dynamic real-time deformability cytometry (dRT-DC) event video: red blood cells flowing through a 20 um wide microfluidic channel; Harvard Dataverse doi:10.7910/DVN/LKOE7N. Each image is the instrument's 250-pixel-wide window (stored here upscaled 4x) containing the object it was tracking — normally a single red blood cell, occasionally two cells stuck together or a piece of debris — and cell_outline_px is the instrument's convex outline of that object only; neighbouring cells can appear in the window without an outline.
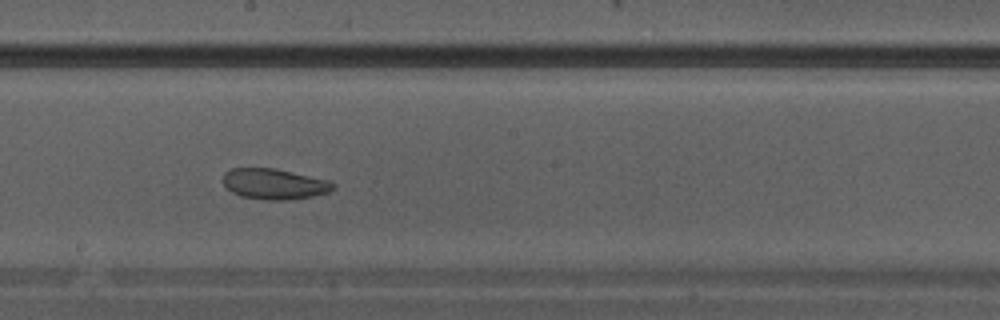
{"species": "Egyptian fruit bat (a non-hibernating species)", "species_latin": "Rousettus aegyptiacus", "temperature_condition": "warm", "stored_images_in_passage": 19, "camera_frame_rate_fps": 3000, "um_per_image_px": 0.085, "animal": {"sex": "male"}, "frame": {"image": 1, "passage_image": 14, "time_ms": 4.333, "image_size_px": [1000, 320], "cell_outline_px": [[336, 188], [328, 192], [312, 196], [284, 200], [268, 200], [240, 196], [232, 192], [224, 184], [224, 172], [232, 168], [276, 168], [328, 180], [336, 184]], "centroid_in_image_um": [23.33, 15.63], "position_along_channel_um": 224.9, "area_um2": 19.59}}
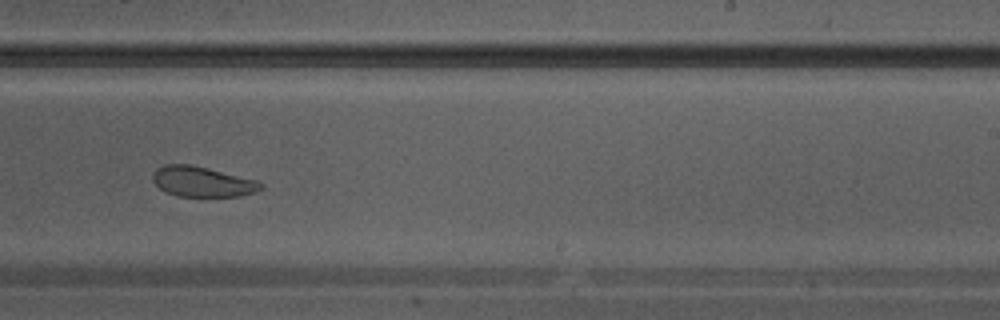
{"frame": {"image": 2, "passage_image": 16, "time_ms": 5.0, "image_size_px": [1000, 320], "cell_outline_px": [[264, 188], [240, 196], [176, 196], [164, 192], [152, 180], [152, 172], [156, 168], [164, 164], [188, 164], [208, 168], [256, 180], [264, 184]], "centroid_in_image_um": [17.15, 15.44], "position_along_channel_um": 271.9, "area_um2": 19.07}}